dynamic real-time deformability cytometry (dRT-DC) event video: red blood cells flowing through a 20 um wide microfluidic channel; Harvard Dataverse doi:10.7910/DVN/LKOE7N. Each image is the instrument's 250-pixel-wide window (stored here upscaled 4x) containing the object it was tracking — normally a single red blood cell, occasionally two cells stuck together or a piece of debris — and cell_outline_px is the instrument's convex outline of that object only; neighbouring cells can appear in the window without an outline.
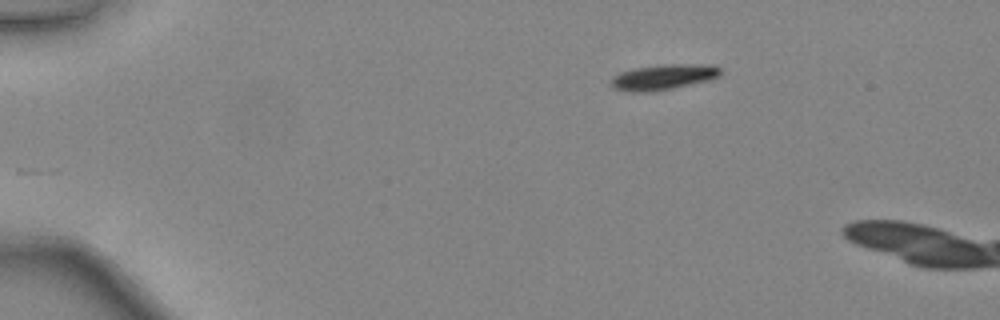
{"species": "common noctule bat (a hibernating species)", "species_latin": "Nyctalus noctula", "temperature_condition": "warm", "stored_images_in_passage": 31, "camera_frame_rate_fps": 3000, "um_per_image_px": 0.085, "animal": {"sex": "female", "body_mass_g": 24.6, "forearm_length_mm": 56.2}, "frame": {"image": 1, "passage_image": 1, "time_ms": 0.0, "image_size_px": [1000, 320], "cell_outline_px": [[720, 76], [708, 80], [672, 88], [648, 92], [628, 92], [612, 88], [612, 76], [620, 72], [636, 68], [668, 64], [712, 64], [720, 68]], "centroid_in_image_um": [56.38, 6.55], "position_along_channel_um": 28.6, "area_um2": 16.13}}
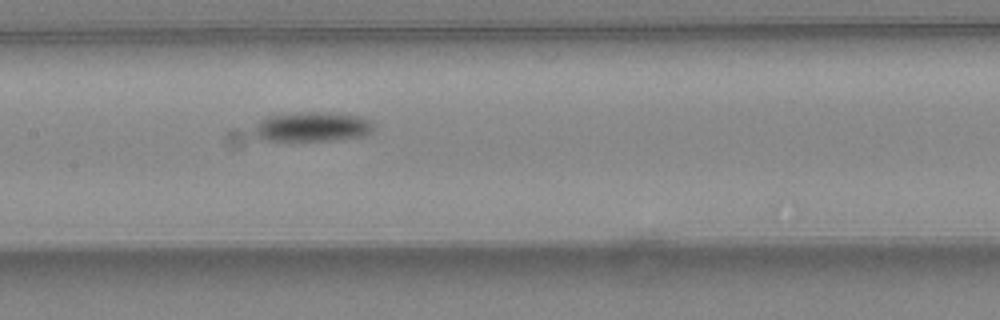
{"frame": {"image": 2, "passage_image": 17, "time_ms": 5.333, "image_size_px": [1000, 320], "cell_outline_px": [[372, 132], [364, 136], [328, 140], [260, 140], [252, 132], [252, 128], [264, 116], [304, 112], [328, 112], [360, 116], [368, 120], [372, 124]], "centroid_in_image_um": [26.47, 10.77], "position_along_channel_um": 180.9, "area_um2": 20.63}}
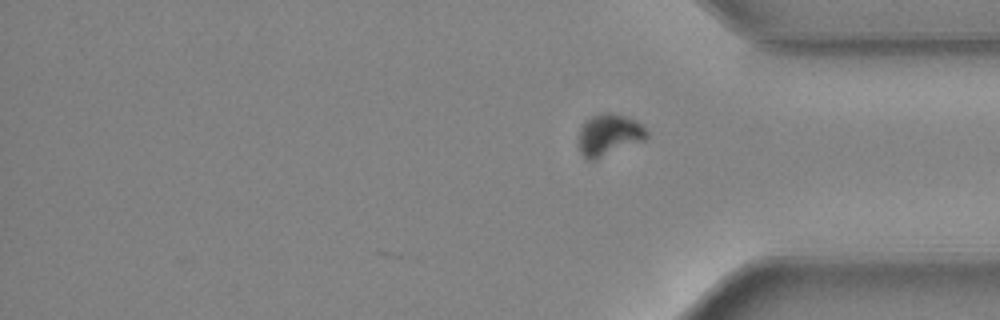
{"frame": {"image": 3, "passage_image": 31, "time_ms": 10.0, "image_size_px": [1000, 320], "cell_outline_px": [[648, 136], [644, 140], [596, 160], [584, 160], [580, 152], [580, 128], [584, 120], [600, 112], [608, 112], [624, 116], [636, 120], [648, 132]], "centroid_in_image_um": [51.74, 11.46], "position_along_channel_um": 383.5, "area_um2": 16.59}, "authors_computed_cell_mechanics": {"area_um2": 19.1318, "velocity_mm_per_s": 4.4585, "shape_relaxation_time_tau1_ms": 1.6336, "shape_relaxation_time_tau2_ms": null, "deformation_change_tau1": 0.0997, "deformation_change_tau2": null}}